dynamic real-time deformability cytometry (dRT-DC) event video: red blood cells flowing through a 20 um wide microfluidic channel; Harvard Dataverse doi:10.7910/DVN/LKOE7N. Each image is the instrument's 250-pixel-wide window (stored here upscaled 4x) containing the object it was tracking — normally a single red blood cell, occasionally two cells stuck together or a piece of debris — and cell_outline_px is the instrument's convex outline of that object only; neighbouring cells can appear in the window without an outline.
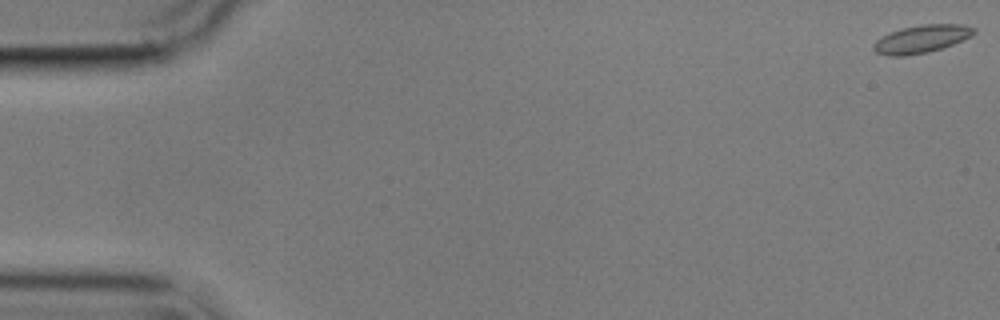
{"species": "common noctule bat (a hibernating species)", "species_latin": "Nyctalus noctula", "temperature_condition": "cold", "stored_images_in_passage": 13, "camera_frame_rate_fps": 3000, "um_per_image_px": 0.085, "animal": {"sex": "male", "body_mass_g": 17.9}, "frame": {"image": 1, "passage_image": 1, "time_ms": 0.0, "image_size_px": [1000, 320], "cell_outline_px": [[976, 32], [972, 36], [952, 44], [928, 52], [904, 56], [888, 56], [876, 52], [872, 48], [872, 44], [876, 40], [900, 28], [920, 24], [964, 24], [976, 28]], "centroid_in_image_um": [78.33, 3.3], "position_along_channel_um": 6.7, "area_um2": 16.3}}